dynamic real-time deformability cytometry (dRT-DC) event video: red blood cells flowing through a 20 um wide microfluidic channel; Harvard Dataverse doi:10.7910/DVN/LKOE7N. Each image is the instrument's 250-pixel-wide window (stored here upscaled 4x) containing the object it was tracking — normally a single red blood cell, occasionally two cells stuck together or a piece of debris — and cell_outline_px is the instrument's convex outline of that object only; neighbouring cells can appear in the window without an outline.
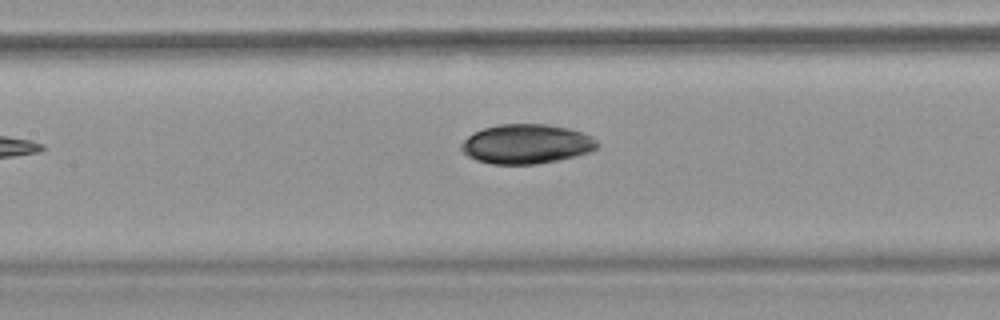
{"species": "common noctule bat (a hibernating species)", "species_latin": "Nyctalus noctula", "temperature_condition": "warm", "stored_images_in_passage": 7, "camera_frame_rate_fps": 3000, "um_per_image_px": 0.085, "animal": {"sex": "female", "body_mass_g": 18.4}, "frame": {"image": 1, "passage_image": 7, "time_ms": 7.0, "image_size_px": [1000, 320], "cell_outline_px": [[600, 144], [596, 148], [588, 152], [576, 156], [536, 164], [492, 164], [476, 160], [468, 156], [460, 148], [460, 144], [468, 136], [484, 128], [500, 124], [548, 124], [568, 128], [592, 136]], "centroid_in_image_um": [44.74, 12.24], "position_along_channel_um": 162.7, "area_um2": 31.15}}